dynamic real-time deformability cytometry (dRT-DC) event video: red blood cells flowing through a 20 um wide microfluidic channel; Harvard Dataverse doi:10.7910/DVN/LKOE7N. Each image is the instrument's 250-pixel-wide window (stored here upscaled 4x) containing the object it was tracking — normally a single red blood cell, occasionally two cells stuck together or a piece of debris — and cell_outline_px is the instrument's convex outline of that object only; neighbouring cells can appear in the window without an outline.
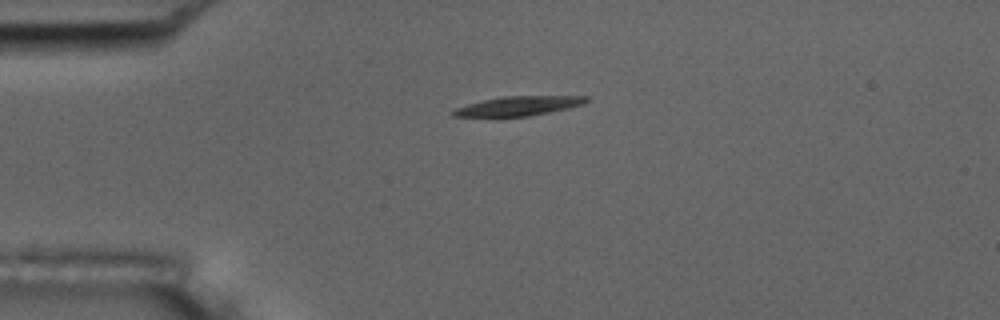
{"species": "common noctule bat (a hibernating species)", "species_latin": "Nyctalus noctula", "temperature_condition": "room temperature", "stored_images_in_passage": 47, "camera_frame_rate_fps": 3000, "um_per_image_px": 0.085, "animal": {"sex": "male", "body_mass_g": 17.5, "forearm_length_mm": 52.3}, "frame": {"image": 1, "passage_image": 4, "time_ms": 1.0, "image_size_px": [1000, 320], "cell_outline_px": [[588, 100], [584, 104], [568, 108], [528, 116], [452, 116], [448, 112], [456, 108], [468, 104], [500, 96], [588, 96]], "centroid_in_image_um": [44.06, 9.0], "position_along_channel_um": 40.9, "area_um2": 14.85}}
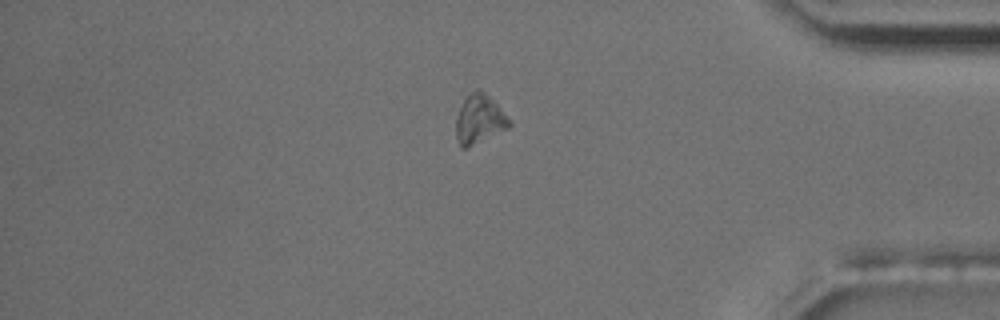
{"frame": {"image": 2, "passage_image": 38, "time_ms": 12.333, "image_size_px": [1000, 320], "cell_outline_px": [[512, 124], [508, 128], [468, 148], [460, 148], [456, 136], [456, 116], [464, 100], [476, 88], [480, 88], [512, 120]], "centroid_in_image_um": [40.75, 10.16], "position_along_channel_um": 394.5, "area_um2": 15.2}}
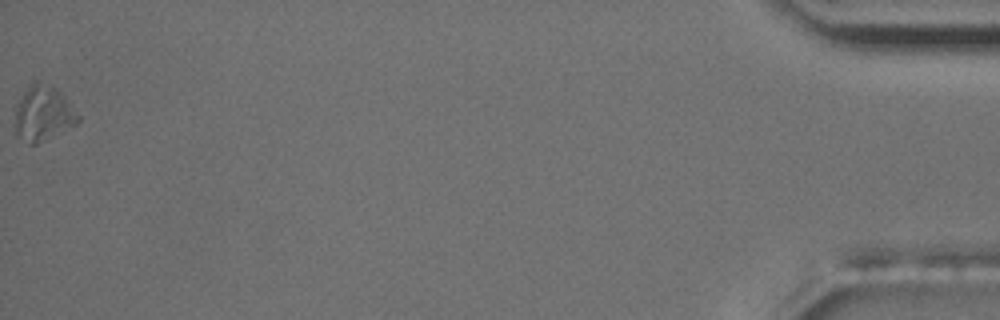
{"frame": {"image": 3, "passage_image": 47, "time_ms": 15.333, "image_size_px": [1000, 320], "cell_outline_px": [[80, 120], [76, 124], [36, 144], [28, 144], [12, 128], [16, 104], [24, 92], [36, 80], [60, 92], [80, 116]], "centroid_in_image_um": [3.62, 9.67], "position_along_channel_um": 431.6, "area_um2": 19.88}, "authors_computed_cell_mechanics": {"area_um2": 15.2014, "velocity_mm_per_s": 3.5853, "shape_relaxation_time_tau1_ms": 2.1643, "shape_relaxation_time_tau2_ms": null, "deformation_change_tau1": 0.1152, "deformation_change_tau2": null}}